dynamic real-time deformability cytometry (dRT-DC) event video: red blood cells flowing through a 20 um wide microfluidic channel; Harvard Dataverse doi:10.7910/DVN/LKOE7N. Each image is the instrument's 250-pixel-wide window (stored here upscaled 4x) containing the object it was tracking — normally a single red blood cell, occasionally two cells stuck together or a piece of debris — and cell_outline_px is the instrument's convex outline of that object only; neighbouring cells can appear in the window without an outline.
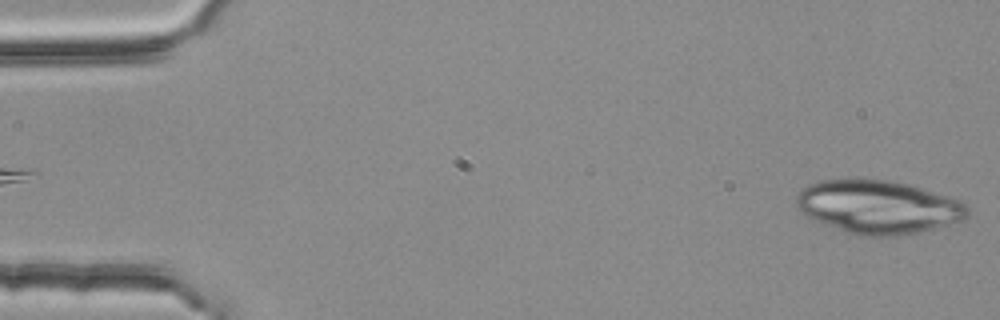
{"species": "common noctule bat (a hibernating species)", "species_latin": "Nyctalus noctula", "temperature_condition": "room temperature", "stored_images_in_passage": 4, "segment_of_instrument_passage": [2, 2], "camera_frame_rate_fps": 3000, "um_per_image_px": 0.085, "animal": {"sex": "female", "body_mass_g": 25.1}, "frame": {"image": 1, "passage_image": 4, "time_ms": 1.0, "image_size_px": [1000, 320], "cell_outline_px": [[968, 216], [964, 220], [920, 232], [896, 236], [860, 236], [844, 232], [812, 220], [804, 216], [796, 208], [796, 196], [804, 184], [820, 180], [888, 180], [908, 184], [960, 200], [968, 204]], "centroid_in_image_um": [74.6, 17.61], "position_along_channel_um": 10.4, "area_um2": 53.7}}